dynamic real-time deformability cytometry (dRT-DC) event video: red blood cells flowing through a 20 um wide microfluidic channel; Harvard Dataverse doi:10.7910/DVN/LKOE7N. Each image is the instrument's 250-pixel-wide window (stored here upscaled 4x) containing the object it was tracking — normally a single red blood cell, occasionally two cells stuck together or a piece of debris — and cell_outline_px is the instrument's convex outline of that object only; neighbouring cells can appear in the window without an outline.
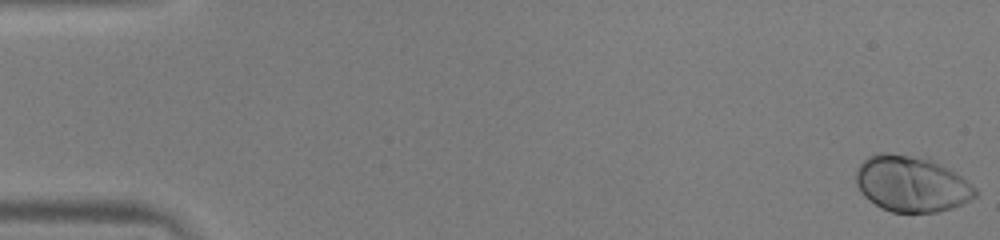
{"species": "human", "species_latin": "Homo sapiens", "temperature_condition": "warm", "stored_images_in_passage": 52, "camera_frame_rate_fps": 3000, "um_per_image_px": 0.085, "donor": {"sex": "male"}, "frame": {"image": 1, "passage_image": 1, "time_ms": 0.0, "image_size_px": [1000, 240], "cell_outline_px": [[980, 192], [976, 196], [952, 208], [936, 212], [892, 212], [880, 208], [868, 200], [860, 192], [856, 184], [856, 172], [860, 164], [868, 156], [876, 152], [888, 152], [928, 156], [956, 172], [976, 188]], "centroid_in_image_um": [77.47, 15.59], "position_along_channel_um": 7.5, "area_um2": 39.59}}
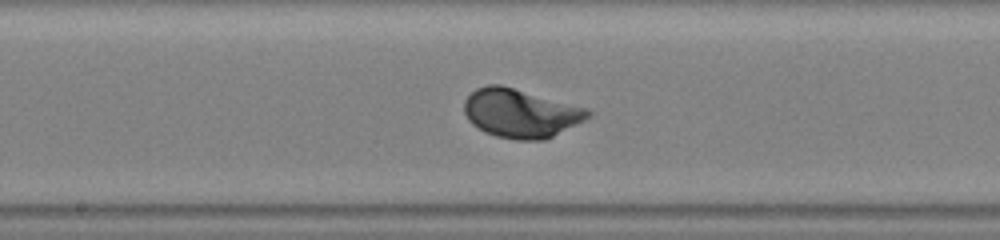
{"frame": {"image": 2, "passage_image": 28, "time_ms": 9.0, "image_size_px": [1000, 240], "cell_outline_px": [[592, 116], [544, 140], [516, 140], [496, 136], [484, 132], [472, 124], [468, 120], [464, 112], [464, 100], [476, 88], [488, 84], [500, 84], [588, 108], [592, 112]], "centroid_in_image_um": [44.23, 9.62], "position_along_channel_um": 204.0, "area_um2": 35.14}}
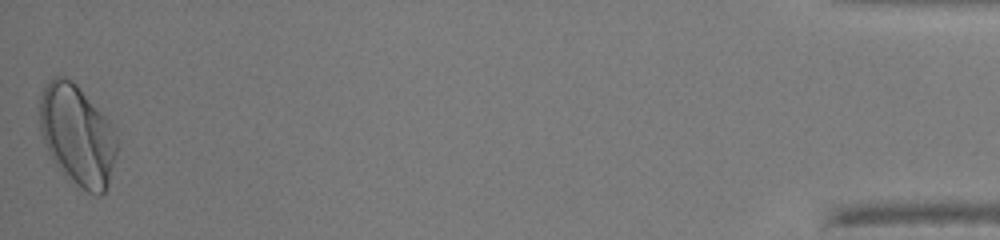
{"frame": {"image": 3, "passage_image": 52, "time_ms": 17.0, "image_size_px": [1000, 240], "cell_outline_px": [[120, 144], [108, 184], [104, 192], [100, 196], [96, 196], [76, 188], [56, 164], [48, 152], [44, 144], [40, 132], [40, 92], [56, 76], [64, 76], [72, 80], [76, 84], [112, 124]], "centroid_in_image_um": [6.6, 11.54], "position_along_channel_um": 428.6, "area_um2": 45.72}, "authors_computed_cell_mechanics": {"area_um2": 34.9401, "velocity_mm_per_s": 3.9766, "shape_relaxation_time_tau1_ms": 1.6379, "shape_relaxation_time_tau2_ms": null, "deformation_change_tau1": 0.123, "deformation_change_tau2": null}}